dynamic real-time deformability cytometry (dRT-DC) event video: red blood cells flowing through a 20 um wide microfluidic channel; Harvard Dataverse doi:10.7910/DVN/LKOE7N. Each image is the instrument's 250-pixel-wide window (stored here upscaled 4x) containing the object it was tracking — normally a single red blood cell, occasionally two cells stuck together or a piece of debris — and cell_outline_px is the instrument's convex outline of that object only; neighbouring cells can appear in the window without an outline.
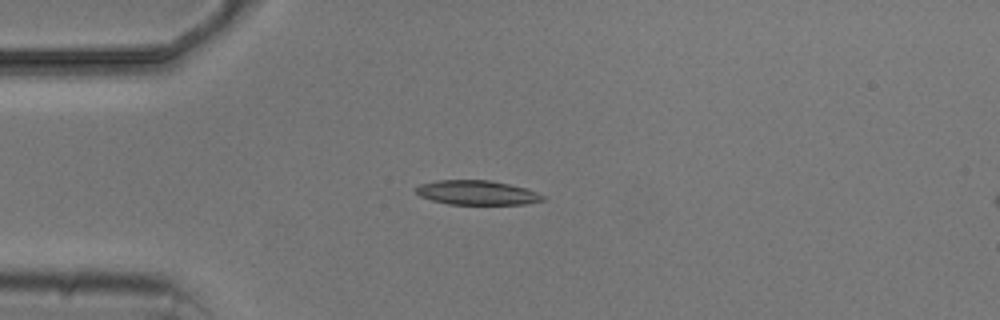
{"species": "common noctule bat (a hibernating species)", "species_latin": "Nyctalus noctula", "temperature_condition": "cold", "stored_images_in_passage": 3, "camera_frame_rate_fps": 3000, "um_per_image_px": 0.085, "animal": {"sex": "male", "body_mass_g": 20.5, "forearm_length_mm": 52.5}, "frame": {"image": 1, "passage_image": 3, "time_ms": 2.667, "image_size_px": [1000, 320], "cell_outline_px": [[544, 200], [528, 204], [448, 204], [432, 200], [420, 196], [416, 192], [416, 188], [420, 184], [436, 180], [488, 180], [508, 184], [524, 188], [536, 192], [544, 196]], "centroid_in_image_um": [40.52, 16.38], "position_along_channel_um": 44.5, "area_um2": 17.86}}